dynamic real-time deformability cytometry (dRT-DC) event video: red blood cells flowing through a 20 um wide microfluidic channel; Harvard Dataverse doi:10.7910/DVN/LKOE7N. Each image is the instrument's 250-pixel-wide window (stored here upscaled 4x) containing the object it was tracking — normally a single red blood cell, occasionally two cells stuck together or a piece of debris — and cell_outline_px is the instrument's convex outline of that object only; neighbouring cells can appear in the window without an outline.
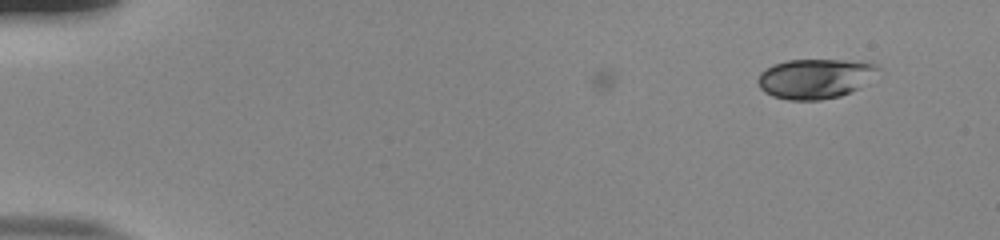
{"species": "human", "species_latin": "Homo sapiens", "temperature_condition": "room temperature", "stored_images_in_passage": 5, "camera_frame_rate_fps": 3000, "um_per_image_px": 0.085, "donor": {"sex": "male"}, "frame": {"image": 1, "passage_image": 5, "time_ms": 1.333, "image_size_px": [1000, 240], "cell_outline_px": [[880, 68], [856, 88], [840, 96], [820, 100], [788, 100], [772, 96], [764, 92], [760, 88], [756, 80], [760, 72], [764, 68], [772, 64], [788, 60], [844, 60], [872, 64]], "centroid_in_image_um": [69.13, 6.68], "position_along_channel_um": 15.9, "area_um2": 27.4}}